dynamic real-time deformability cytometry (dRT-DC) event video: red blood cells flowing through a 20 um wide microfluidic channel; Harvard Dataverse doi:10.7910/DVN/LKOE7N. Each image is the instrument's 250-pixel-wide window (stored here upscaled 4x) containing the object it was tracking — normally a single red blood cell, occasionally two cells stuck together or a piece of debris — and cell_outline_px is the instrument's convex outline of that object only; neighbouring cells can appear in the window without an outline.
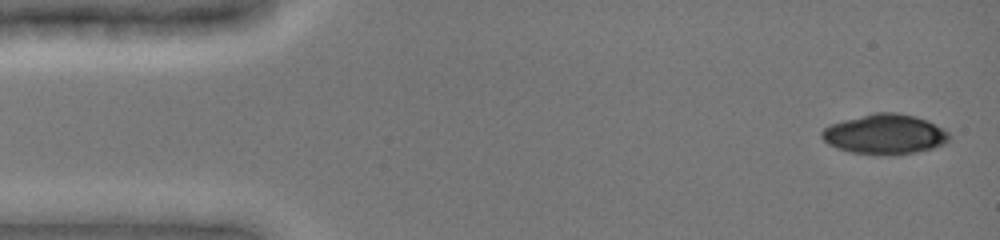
{"species": "common noctule bat (a hibernating species)", "species_latin": "Nyctalus noctula", "temperature_condition": "cold", "stored_images_in_passage": 9, "camera_frame_rate_fps": 3000, "um_per_image_px": 0.085, "animal": {"sex": "female", "body_mass_g": 19.0, "forearm_length_mm": 51.5}, "frame": {"image": 1, "passage_image": 1, "time_ms": 0.0, "image_size_px": [1000, 240], "cell_outline_px": [[948, 140], [944, 144], [932, 148], [916, 152], [852, 152], [836, 148], [828, 144], [820, 136], [820, 132], [824, 128], [832, 124], [844, 120], [872, 112], [896, 112], [916, 116], [928, 120], [944, 128], [948, 132]], "centroid_in_image_um": [75.21, 11.35], "position_along_channel_um": 9.8, "area_um2": 28.96}}
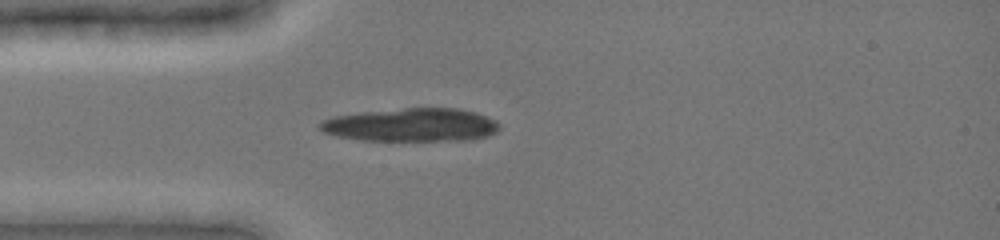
{"frame": {"image": 2, "passage_image": 7, "time_ms": 3.667, "image_size_px": [1000, 240], "cell_outline_px": [[500, 128], [496, 132], [488, 136], [468, 140], [360, 140], [336, 136], [324, 132], [316, 124], [320, 120], [332, 116], [360, 112], [404, 108], [460, 108], [476, 112], [496, 120], [500, 124]], "centroid_in_image_um": [34.95, 10.61], "position_along_channel_um": 50.1, "area_um2": 35.14}}